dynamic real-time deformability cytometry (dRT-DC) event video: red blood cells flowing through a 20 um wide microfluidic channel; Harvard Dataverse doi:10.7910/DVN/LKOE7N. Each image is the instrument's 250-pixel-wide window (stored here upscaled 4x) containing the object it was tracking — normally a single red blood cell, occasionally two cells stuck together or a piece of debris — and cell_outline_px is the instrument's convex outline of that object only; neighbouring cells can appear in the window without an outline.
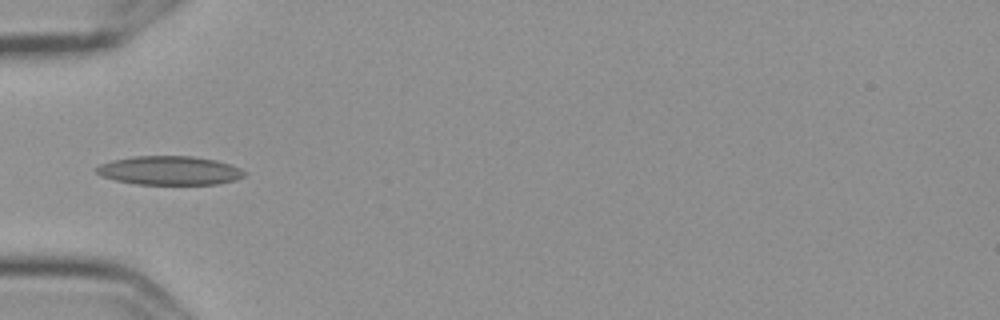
{"species": "Egyptian fruit bat (a non-hibernating species)", "species_latin": "Rousettus aegyptiacus", "temperature_condition": "cold", "stored_images_in_passage": 38, "camera_frame_rate_fps": 3000, "um_per_image_px": 0.085, "frame": {"image": 1, "passage_image": 1, "time_ms": 0.0, "image_size_px": [1000, 320], "cell_outline_px": [[244, 176], [236, 180], [216, 184], [136, 184], [116, 180], [100, 176], [96, 172], [96, 168], [100, 164], [112, 160], [132, 156], [192, 156], [216, 160], [240, 168], [244, 172]], "centroid_in_image_um": [14.38, 14.49], "position_along_channel_um": 70.6, "area_um2": 24.8}}
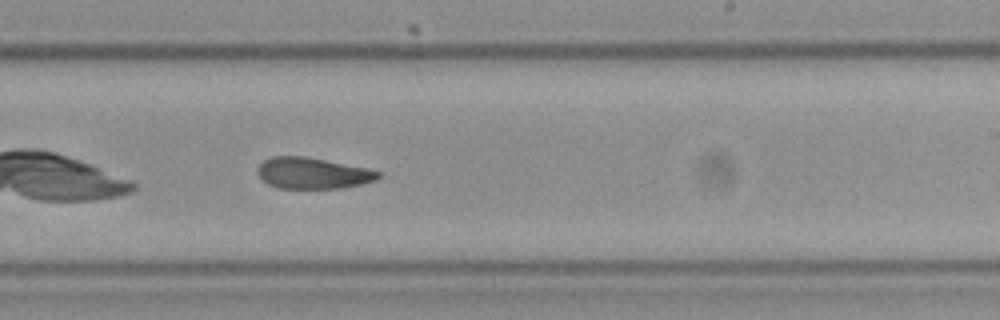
{"frame": {"image": 2, "passage_image": 17, "time_ms": 5.333, "image_size_px": [1000, 320], "cell_outline_px": [[380, 176], [376, 180], [360, 184], [340, 188], [276, 188], [268, 184], [256, 172], [256, 168], [264, 160], [272, 156], [304, 156], [368, 168], [380, 172]], "centroid_in_image_um": [26.55, 14.71], "position_along_channel_um": 262.4, "area_um2": 21.85}}
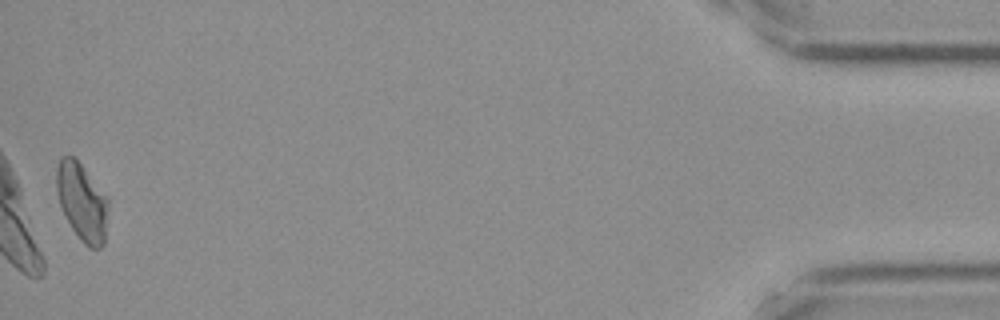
{"frame": {"image": 3, "passage_image": 38, "time_ms": 12.333, "image_size_px": [1000, 320], "cell_outline_px": [[108, 204], [104, 244], [100, 248], [88, 248], [80, 240], [72, 228], [60, 204], [56, 188], [56, 168], [60, 160], [64, 156], [72, 156], [80, 164], [108, 196]], "centroid_in_image_um": [6.99, 17.18], "position_along_channel_um": 428.2, "area_um2": 23.12}, "authors_computed_cell_mechanics": {"area_um2": 22.7732, "velocity_mm_per_s": 3.5904, "shape_relaxation_time_tau1_ms": null, "shape_relaxation_time_tau2_ms": 4.5274, "deformation_change_tau1": null, "deformation_change_tau2": 0.1192}}